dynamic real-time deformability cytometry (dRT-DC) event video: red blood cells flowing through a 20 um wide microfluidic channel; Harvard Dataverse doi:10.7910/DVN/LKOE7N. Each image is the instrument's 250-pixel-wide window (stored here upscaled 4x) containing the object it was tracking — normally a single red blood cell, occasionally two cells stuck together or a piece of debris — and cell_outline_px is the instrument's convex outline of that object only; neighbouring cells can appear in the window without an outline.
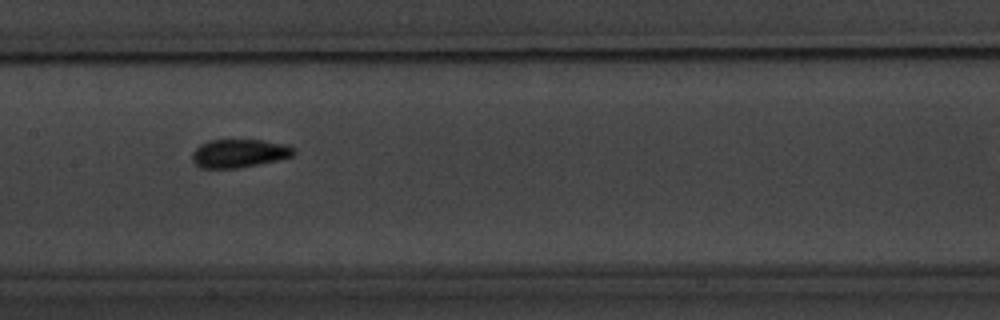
{"species": "common noctule bat (a hibernating species)", "species_latin": "Nyctalus noctula", "temperature_condition": "warm", "stored_images_in_passage": 10, "segment_of_instrument_passage": [1, 2], "camera_frame_rate_fps": 3000, "um_per_image_px": 0.085, "animal": {"sex": "male", "body_mass_g": 20.1, "forearm_length_mm": 53.5}, "frame": {"image": 1, "passage_image": 6, "time_ms": 6.667, "image_size_px": [1000, 320], "cell_outline_px": [[296, 152], [292, 156], [276, 160], [236, 168], [200, 168], [192, 160], [192, 152], [200, 144], [208, 140], [264, 140], [288, 144]], "centroid_in_image_um": [20.31, 13.02], "position_along_channel_um": 187.1, "area_um2": 16.7}}
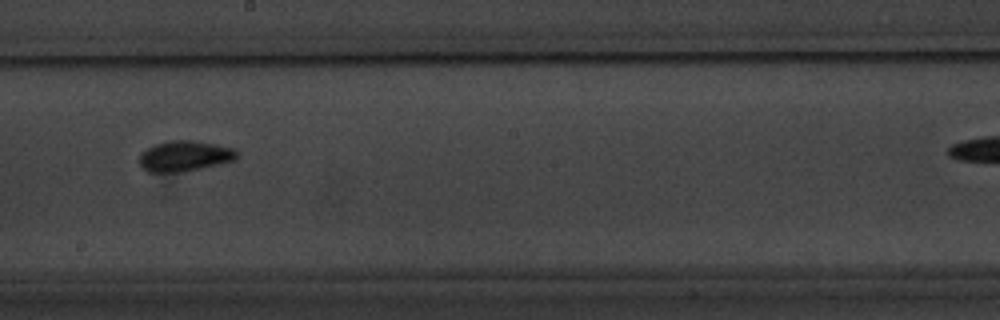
{"frame": {"image": 2, "passage_image": 7, "time_ms": 8.0, "image_size_px": [1000, 320], "cell_outline_px": [[240, 152], [236, 160], [200, 168], [180, 172], [148, 172], [140, 164], [140, 152], [156, 144], [168, 140], [192, 140], [216, 144], [236, 148]], "centroid_in_image_um": [15.74, 13.25], "position_along_channel_um": 232.5, "area_um2": 17.46}}
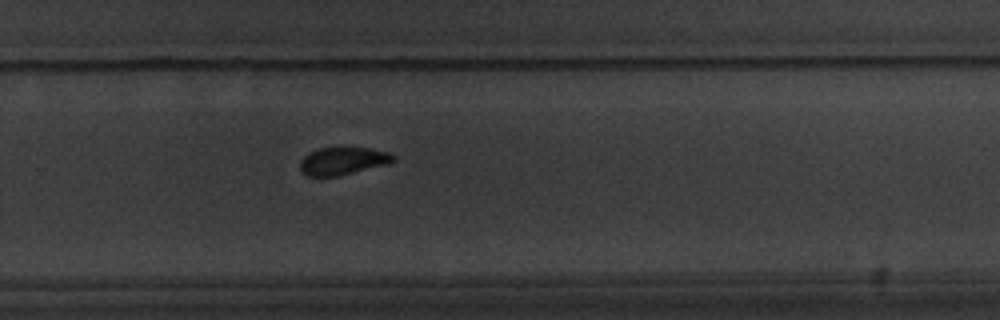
{"frame": {"image": 3, "passage_image": 9, "time_ms": 10.0, "image_size_px": [1000, 320], "cell_outline_px": [[396, 160], [388, 164], [340, 176], [308, 176], [300, 168], [300, 160], [304, 156], [320, 148], [340, 144], [368, 148], [388, 152], [396, 156]], "centroid_in_image_um": [29.18, 13.64], "position_along_channel_um": 300.6, "area_um2": 15.61}}